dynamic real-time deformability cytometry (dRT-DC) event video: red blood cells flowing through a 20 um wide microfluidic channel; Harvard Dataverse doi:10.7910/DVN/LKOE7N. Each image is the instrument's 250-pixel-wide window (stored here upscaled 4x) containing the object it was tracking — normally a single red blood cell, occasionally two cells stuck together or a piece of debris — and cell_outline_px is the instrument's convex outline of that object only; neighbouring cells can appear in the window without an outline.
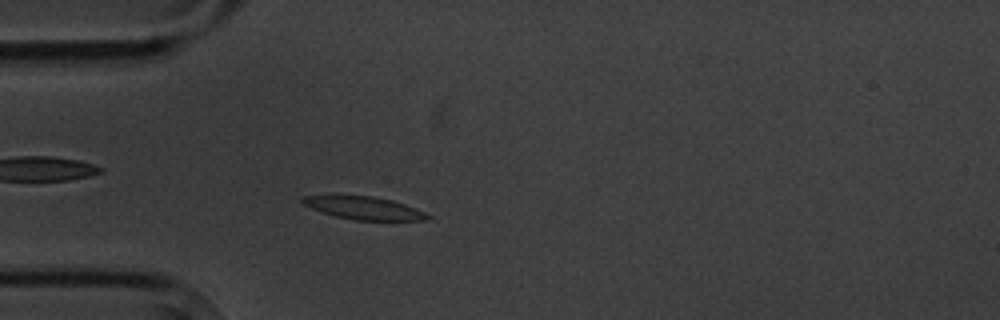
{"species": "common noctule bat (a hibernating species)", "species_latin": "Nyctalus noctula", "temperature_condition": "cold", "stored_images_in_passage": 5, "camera_frame_rate_fps": 3000, "um_per_image_px": 0.085, "animal": {"sex": "male", "body_mass_g": 20.1, "forearm_length_mm": 53.5}, "frame": {"image": 1, "passage_image": 5, "time_ms": 5.667, "image_size_px": [1000, 320], "cell_outline_px": [[432, 220], [352, 220], [336, 216], [312, 208], [304, 204], [300, 200], [304, 196], [372, 196], [392, 200], [416, 208], [432, 216]], "centroid_in_image_um": [31.01, 17.69], "position_along_channel_um": 54.0, "area_um2": 16.36}}